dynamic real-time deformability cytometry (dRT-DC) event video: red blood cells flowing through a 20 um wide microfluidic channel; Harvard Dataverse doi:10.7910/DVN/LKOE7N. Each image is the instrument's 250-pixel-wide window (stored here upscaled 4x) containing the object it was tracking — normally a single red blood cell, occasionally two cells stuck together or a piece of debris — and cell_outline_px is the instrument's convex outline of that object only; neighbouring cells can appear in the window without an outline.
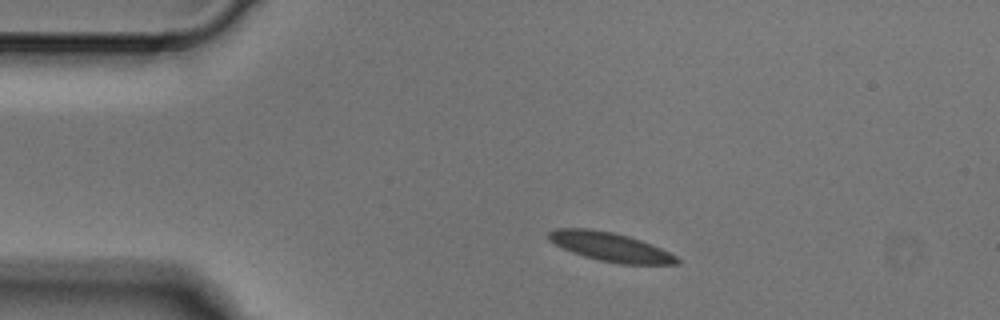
{"species": "Egyptian fruit bat (a non-hibernating species)", "species_latin": "Rousettus aegyptiacus", "temperature_condition": "cold", "stored_images_in_passage": 2, "camera_frame_rate_fps": 3000, "um_per_image_px": 0.085, "animal": {"sex": "male"}, "frame": {"image": 1, "passage_image": 1, "time_ms": 0.0, "image_size_px": [1000, 320], "cell_outline_px": [[680, 264], [620, 264], [600, 260], [584, 256], [572, 252], [548, 240], [548, 232], [556, 228], [588, 228], [612, 232], [628, 236], [640, 240], [660, 248], [676, 256], [680, 260]], "centroid_in_image_um": [51.87, 20.98], "position_along_channel_um": 33.1, "area_um2": 21.39}}